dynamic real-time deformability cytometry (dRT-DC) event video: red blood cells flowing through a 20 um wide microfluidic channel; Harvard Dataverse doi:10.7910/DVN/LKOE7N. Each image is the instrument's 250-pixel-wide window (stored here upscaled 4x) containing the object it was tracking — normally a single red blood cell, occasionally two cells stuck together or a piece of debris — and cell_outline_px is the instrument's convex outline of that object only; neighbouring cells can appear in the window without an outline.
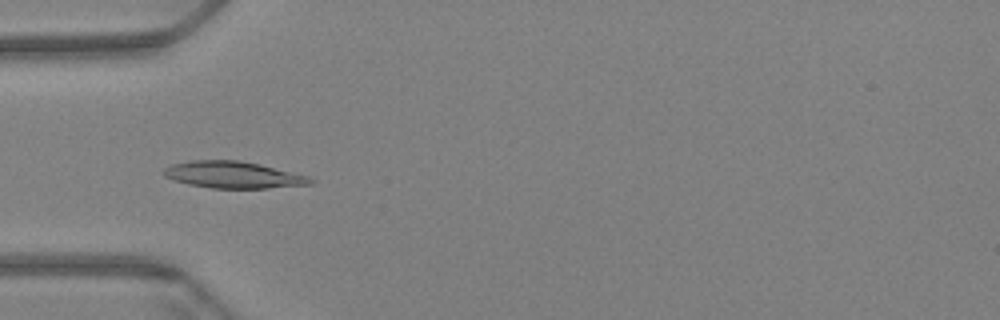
{"species": "Egyptian fruit bat (a non-hibernating species)", "species_latin": "Rousettus aegyptiacus", "temperature_condition": "warm", "stored_images_in_passage": 61, "camera_frame_rate_fps": 3000, "um_per_image_px": 0.085, "animal": {"sex": "female"}, "frame": {"image": 1, "passage_image": 20, "time_ms": 6.333, "image_size_px": [1000, 320], "cell_outline_px": [[312, 184], [268, 188], [212, 188], [188, 184], [164, 176], [164, 168], [172, 164], [192, 160], [240, 160], [260, 164], [308, 176], [312, 180]], "centroid_in_image_um": [19.81, 14.85], "position_along_channel_um": 65.2, "area_um2": 22.66}}
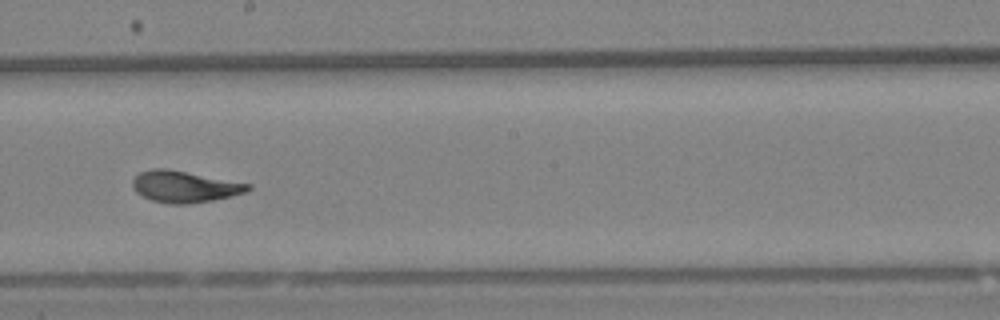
{"frame": {"image": 2, "passage_image": 35, "time_ms": 11.333, "image_size_px": [1000, 320], "cell_outline_px": [[252, 188], [244, 192], [212, 200], [188, 204], [168, 204], [152, 200], [136, 192], [132, 188], [132, 180], [140, 172], [152, 168], [168, 168], [252, 184]], "centroid_in_image_um": [15.66, 15.85], "position_along_channel_um": 232.5, "area_um2": 21.15}}
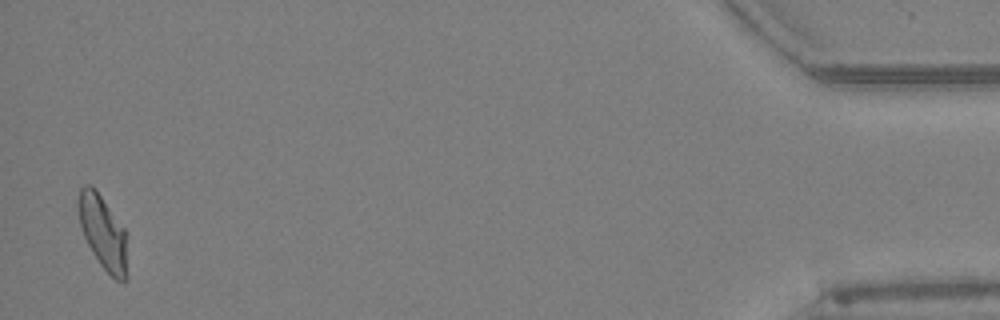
{"frame": {"image": 3, "passage_image": 60, "time_ms": 19.667, "image_size_px": [1000, 320], "cell_outline_px": [[128, 280], [116, 280], [100, 264], [92, 252], [84, 236], [80, 224], [76, 208], [76, 204], [80, 188], [84, 184], [88, 184], [100, 196], [124, 228], [128, 276]], "centroid_in_image_um": [8.73, 19.77], "position_along_channel_um": 426.5, "area_um2": 20.75}, "authors_computed_cell_mechanics": {"area_um2": 21.5016, "velocity_mm_per_s": 3.3794, "shape_relaxation_time_tau1_ms": 4.0855, "shape_relaxation_time_tau2_ms": 1.4269, "deformation_change_tau1": 0.1624, "deformation_change_tau2": 0.0584}}